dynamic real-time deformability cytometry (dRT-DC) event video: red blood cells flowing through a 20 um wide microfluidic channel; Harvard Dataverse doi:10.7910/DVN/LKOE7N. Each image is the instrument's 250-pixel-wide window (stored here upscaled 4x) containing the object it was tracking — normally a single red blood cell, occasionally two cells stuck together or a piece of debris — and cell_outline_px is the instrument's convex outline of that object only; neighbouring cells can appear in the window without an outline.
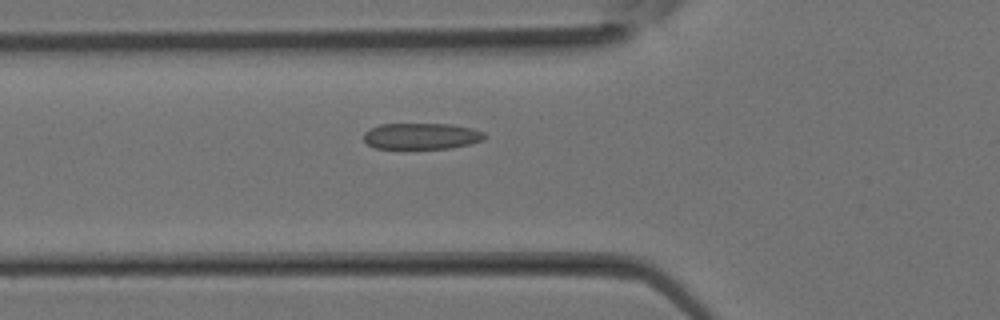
{"species": "Egyptian fruit bat (a non-hibernating species)", "species_latin": "Rousettus aegyptiacus", "temperature_condition": "room temperature", "stored_images_in_passage": 34, "segment_of_instrument_passage": [1, 2], "camera_frame_rate_fps": 3000, "um_per_image_px": 0.085, "animal": {"sex": "female"}, "frame": {"image": 1, "passage_image": 11, "time_ms": 3.333, "image_size_px": [1000, 320], "cell_outline_px": [[488, 136], [484, 140], [468, 144], [448, 148], [376, 148], [368, 144], [364, 140], [364, 132], [368, 128], [380, 124], [452, 124], [472, 128], [484, 132]], "centroid_in_image_um": [35.83, 11.56], "position_along_channel_um": 90.0, "area_um2": 18.5}}
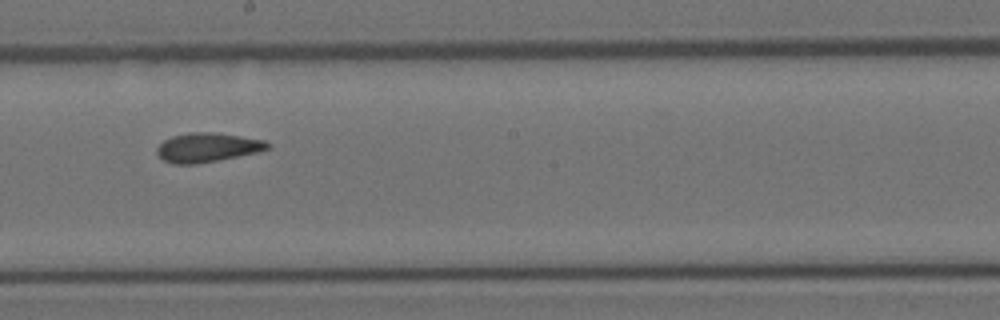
{"frame": {"image": 2, "passage_image": 18, "time_ms": 5.667, "image_size_px": [1000, 320], "cell_outline_px": [[272, 144], [268, 148], [260, 152], [196, 164], [172, 164], [164, 160], [156, 152], [156, 148], [164, 140], [172, 136], [188, 132], [212, 132], [240, 136], [264, 140]], "centroid_in_image_um": [17.63, 12.53], "position_along_channel_um": 230.6, "area_um2": 18.84}}
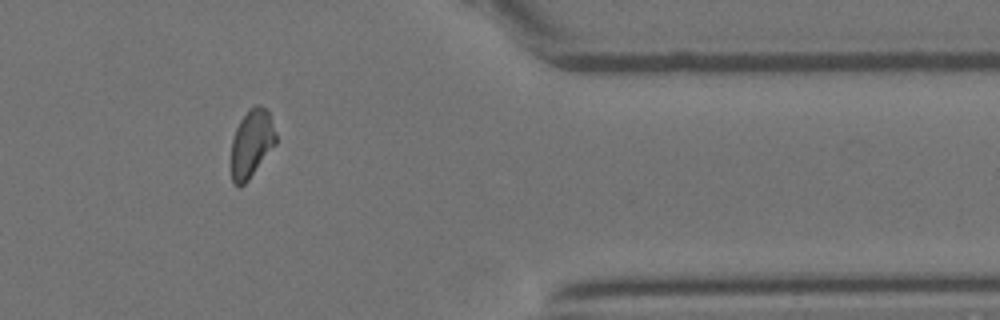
{"frame": {"image": 3, "passage_image": 27, "time_ms": 8.667, "image_size_px": [1000, 320], "cell_outline_px": [[276, 144], [248, 180], [240, 188], [232, 184], [232, 140], [236, 128], [240, 120], [248, 108], [256, 104], [260, 104], [268, 112], [276, 132]], "centroid_in_image_um": [21.38, 12.19], "position_along_channel_um": 390.0, "area_um2": 17.69}}